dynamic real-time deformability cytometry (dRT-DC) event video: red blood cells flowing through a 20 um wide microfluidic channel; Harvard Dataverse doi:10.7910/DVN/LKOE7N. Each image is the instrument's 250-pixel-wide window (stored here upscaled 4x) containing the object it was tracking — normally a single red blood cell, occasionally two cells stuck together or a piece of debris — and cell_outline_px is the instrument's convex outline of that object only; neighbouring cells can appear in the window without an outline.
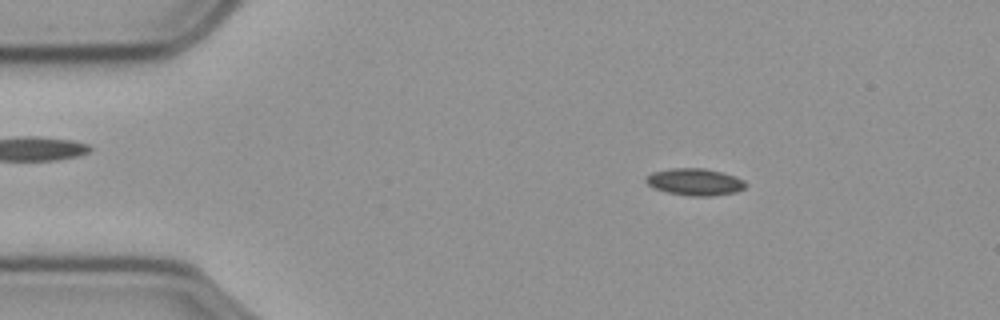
{"species": "common noctule bat (a hibernating species)", "species_latin": "Nyctalus noctula", "temperature_condition": "cold", "stored_images_in_passage": 57, "camera_frame_rate_fps": 3000, "um_per_image_px": 0.085, "animal": {"sex": "male", "body_mass_g": 23.1, "forearm_length_mm": 52.7}, "frame": {"image": 1, "passage_image": 9, "time_ms": 2.667, "image_size_px": [1000, 320], "cell_outline_px": [[744, 188], [736, 192], [712, 196], [692, 196], [668, 192], [652, 188], [644, 180], [652, 172], [672, 168], [704, 168], [736, 176], [744, 180]], "centroid_in_image_um": [59.05, 15.46], "position_along_channel_um": 26.0, "area_um2": 15.55}}
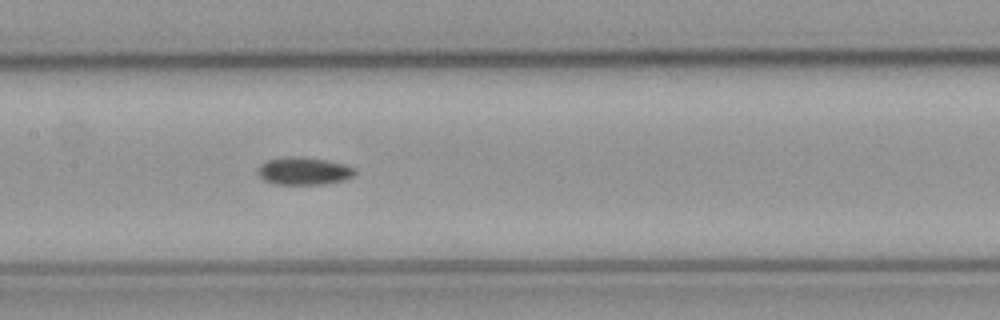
{"frame": {"image": 2, "passage_image": 27, "time_ms": 8.667, "image_size_px": [1000, 320], "cell_outline_px": [[356, 172], [352, 176], [344, 180], [324, 184], [276, 184], [264, 180], [260, 176], [260, 164], [268, 160], [284, 156], [304, 156], [328, 160], [344, 164], [356, 168]], "centroid_in_image_um": [25.86, 14.52], "position_along_channel_um": 181.5, "area_um2": 15.66}}
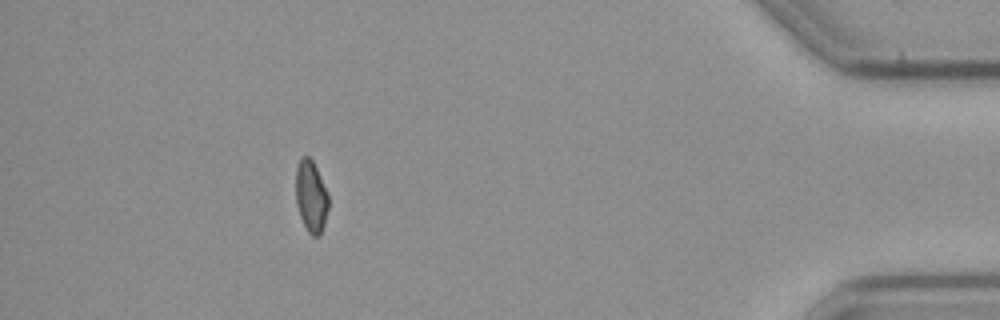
{"frame": {"image": 3, "passage_image": 51, "time_ms": 16.667, "image_size_px": [1000, 320], "cell_outline_px": [[328, 208], [324, 224], [320, 236], [312, 236], [308, 232], [300, 216], [296, 204], [296, 168], [300, 160], [304, 156], [308, 156], [312, 160], [320, 176], [328, 196]], "centroid_in_image_um": [26.43, 16.72], "position_along_channel_um": 408.8, "area_um2": 13.47}}